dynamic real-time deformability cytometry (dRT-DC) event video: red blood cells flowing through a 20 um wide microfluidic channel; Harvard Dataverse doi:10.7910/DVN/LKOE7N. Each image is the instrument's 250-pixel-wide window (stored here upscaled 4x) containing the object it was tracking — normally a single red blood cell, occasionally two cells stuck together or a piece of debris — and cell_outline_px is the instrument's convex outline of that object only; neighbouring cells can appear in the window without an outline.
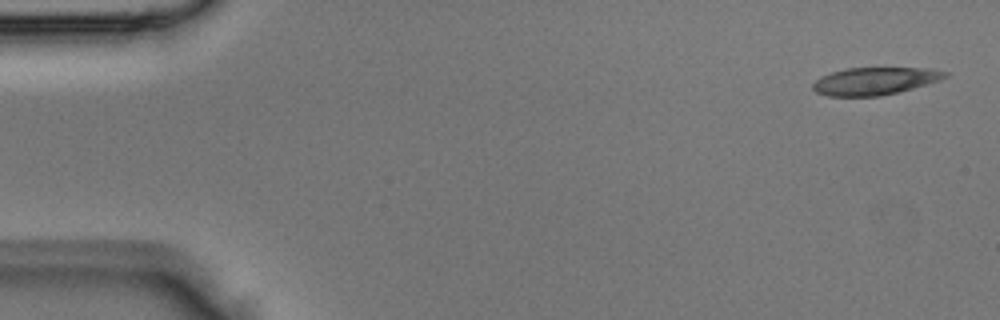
{"species": "Egyptian fruit bat (a non-hibernating species)", "species_latin": "Rousettus aegyptiacus", "temperature_condition": "room temperature", "stored_images_in_passage": 4, "camera_frame_rate_fps": 3000, "um_per_image_px": 0.085, "animal": {"sex": "male"}, "frame": {"image": 1, "passage_image": 1, "time_ms": 0.0, "image_size_px": [1000, 320], "cell_outline_px": [[948, 76], [940, 80], [912, 88], [880, 96], [828, 96], [816, 92], [812, 88], [812, 84], [820, 76], [844, 68], [932, 68], [948, 72]], "centroid_in_image_um": [74.34, 6.88], "position_along_channel_um": 10.7, "area_um2": 21.15}}
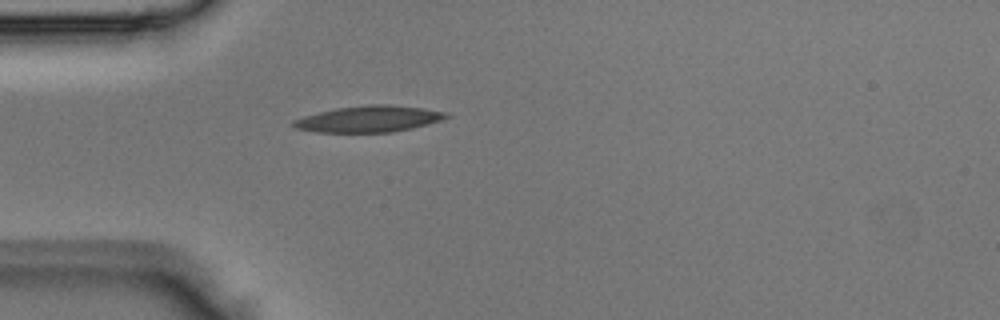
{"frame": {"image": 2, "passage_image": 4, "time_ms": 1.0, "image_size_px": [1000, 320], "cell_outline_px": [[452, 116], [440, 120], [412, 128], [392, 132], [316, 132], [296, 128], [292, 124], [292, 120], [304, 116], [336, 108], [368, 104], [392, 104], [424, 108], [448, 112]], "centroid_in_image_um": [31.39, 10.1], "position_along_channel_um": 53.6, "area_um2": 23.47}}